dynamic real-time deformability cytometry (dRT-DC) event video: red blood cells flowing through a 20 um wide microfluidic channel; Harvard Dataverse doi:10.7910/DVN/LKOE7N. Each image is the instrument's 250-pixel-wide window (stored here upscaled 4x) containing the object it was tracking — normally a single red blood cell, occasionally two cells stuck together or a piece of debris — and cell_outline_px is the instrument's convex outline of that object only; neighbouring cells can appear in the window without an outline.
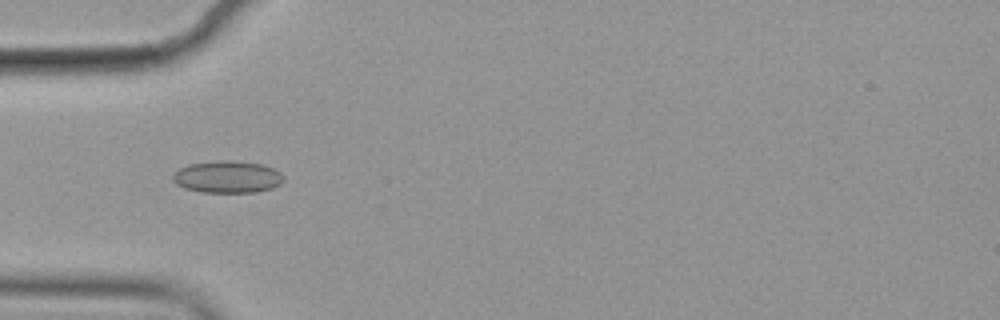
{"species": "common noctule bat (a hibernating species)", "species_latin": "Nyctalus noctula", "temperature_condition": "cold", "stored_images_in_passage": 56, "camera_frame_rate_fps": 3000, "um_per_image_px": 0.085, "animal": {"sex": "female", "body_mass_g": 19.9}, "frame": {"image": 1, "passage_image": 17, "time_ms": 5.333, "image_size_px": [1000, 320], "cell_outline_px": [[284, 180], [280, 184], [272, 188], [256, 192], [200, 192], [184, 188], [176, 184], [172, 180], [172, 176], [180, 168], [188, 164], [220, 160], [232, 160], [260, 164], [272, 168], [280, 172], [284, 176]], "centroid_in_image_um": [19.32, 15.04], "position_along_channel_um": 65.7, "area_um2": 20.75}}
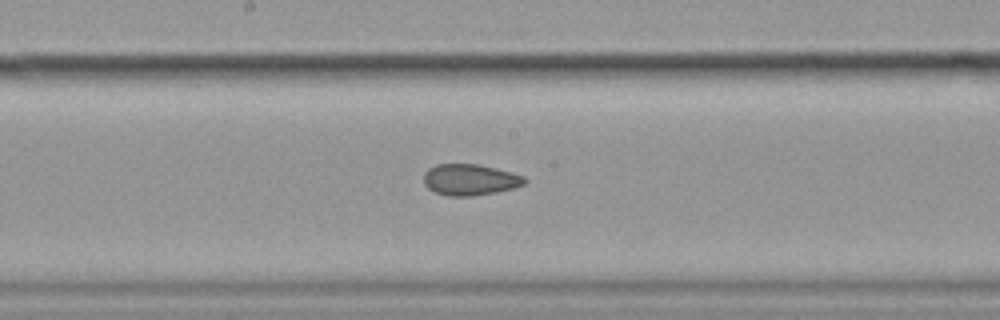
{"frame": {"image": 2, "passage_image": 29, "time_ms": 9.333, "image_size_px": [1000, 320], "cell_outline_px": [[528, 180], [524, 184], [512, 188], [496, 192], [472, 196], [448, 196], [436, 192], [428, 188], [424, 184], [424, 172], [428, 168], [436, 164], [476, 164], [496, 168], [512, 172], [524, 176]], "centroid_in_image_um": [39.94, 15.27], "position_along_channel_um": 208.3, "area_um2": 18.38}}
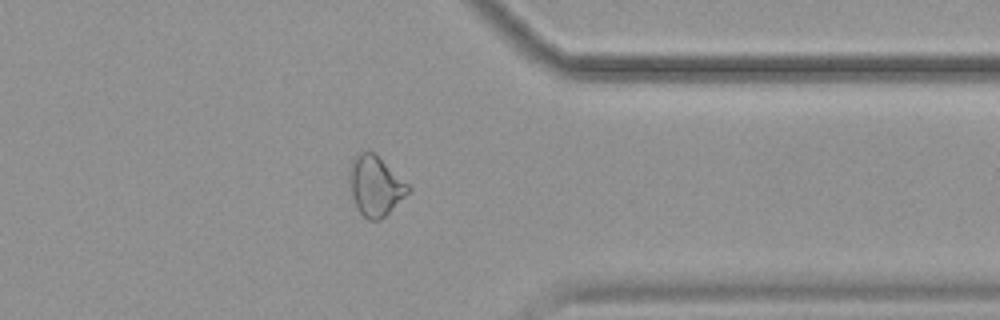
{"frame": {"image": 3, "passage_image": 44, "time_ms": 14.333, "image_size_px": [1000, 320], "cell_outline_px": [[412, 188], [380, 220], [368, 220], [360, 212], [352, 196], [352, 160], [360, 152], [368, 148], [376, 152]], "centroid_in_image_um": [31.94, 15.75], "position_along_channel_um": 379.5, "area_um2": 19.94}, "authors_computed_cell_mechanics": {"area_um2": 20.0855, "velocity_mm_per_s": 3.5748, "shape_relaxation_time_tau1_ms": null, "shape_relaxation_time_tau2_ms": 2.7817, "deformation_change_tau1": null, "deformation_change_tau2": 0.0728}}